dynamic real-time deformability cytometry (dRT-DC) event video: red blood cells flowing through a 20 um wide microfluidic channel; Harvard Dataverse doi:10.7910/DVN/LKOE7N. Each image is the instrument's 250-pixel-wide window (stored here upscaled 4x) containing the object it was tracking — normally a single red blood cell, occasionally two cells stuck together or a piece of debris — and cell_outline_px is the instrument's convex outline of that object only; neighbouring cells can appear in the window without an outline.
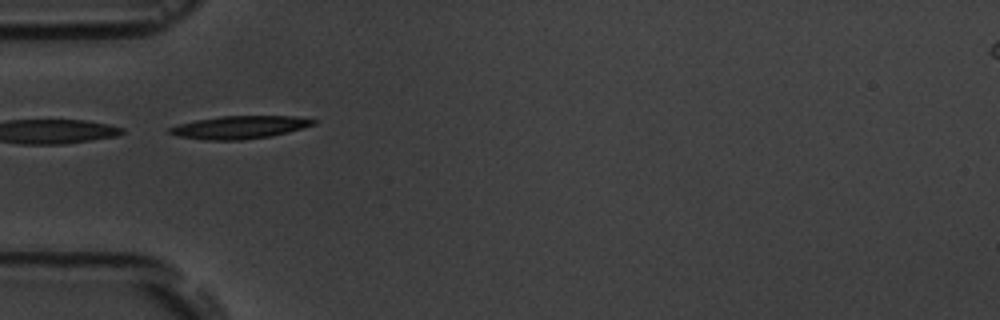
{"species": "common noctule bat (a hibernating species)", "species_latin": "Nyctalus noctula", "temperature_condition": "room temperature", "stored_images_in_passage": 5, "camera_frame_rate_fps": 3000, "um_per_image_px": 0.085, "animal": {"sex": "male", "body_mass_g": 19.5, "forearm_length_mm": 54.6}, "frame": {"image": 1, "passage_image": 4, "time_ms": 4.333, "image_size_px": [1000, 320], "cell_outline_px": [[316, 124], [288, 132], [268, 136], [240, 140], [204, 140], [176, 136], [168, 132], [168, 128], [180, 124], [196, 120], [220, 116], [296, 116], [316, 120]], "centroid_in_image_um": [20.35, 10.82], "position_along_channel_um": 64.7, "area_um2": 19.02}}